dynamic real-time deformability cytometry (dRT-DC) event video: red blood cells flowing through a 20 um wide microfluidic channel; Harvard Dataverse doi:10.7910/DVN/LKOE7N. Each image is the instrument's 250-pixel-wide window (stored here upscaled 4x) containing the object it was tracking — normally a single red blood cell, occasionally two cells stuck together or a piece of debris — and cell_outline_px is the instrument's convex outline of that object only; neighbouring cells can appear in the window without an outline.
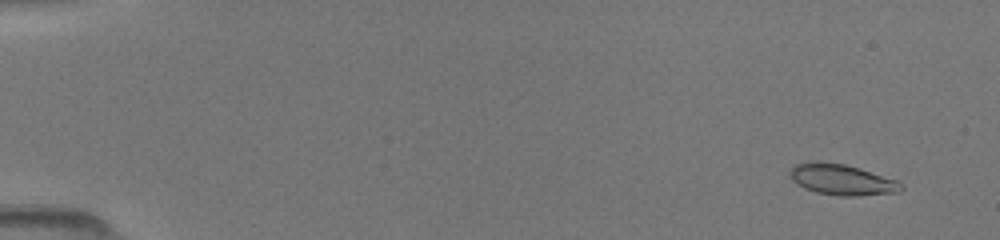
{"species": "common noctule bat (a hibernating species)", "species_latin": "Nyctalus noctula", "temperature_condition": "room temperature", "stored_images_in_passage": 50, "camera_frame_rate_fps": 3000, "um_per_image_px": 0.085, "animal": {"sex": "female", "body_mass_g": 19.5, "forearm_length_mm": 54.1}, "frame": {"image": 1, "passage_image": 4, "time_ms": 1.0, "image_size_px": [1000, 240], "cell_outline_px": [[904, 188], [900, 192], [860, 196], [840, 196], [816, 192], [804, 188], [792, 180], [788, 172], [796, 164], [816, 160], [844, 164], [860, 168], [896, 180], [904, 184]], "centroid_in_image_um": [71.57, 15.27], "position_along_channel_um": 13.4, "area_um2": 20.17}}
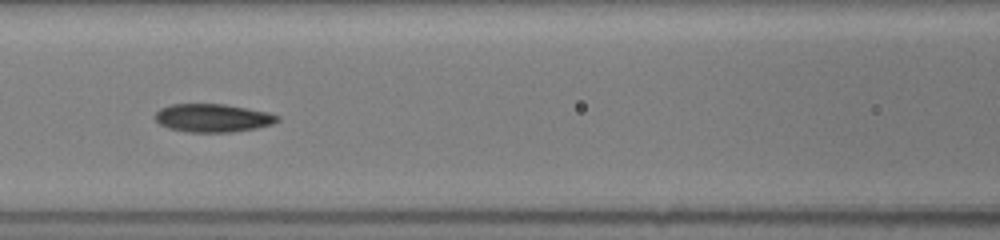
{"frame": {"image": 2, "passage_image": 24, "time_ms": 7.667, "image_size_px": [1000, 240], "cell_outline_px": [[280, 120], [272, 124], [256, 128], [232, 132], [188, 132], [168, 128], [160, 124], [152, 116], [160, 108], [172, 104], [224, 104], [268, 112], [280, 116]], "centroid_in_image_um": [18.07, 10.03], "position_along_channel_um": 148.5, "area_um2": 20.17}}
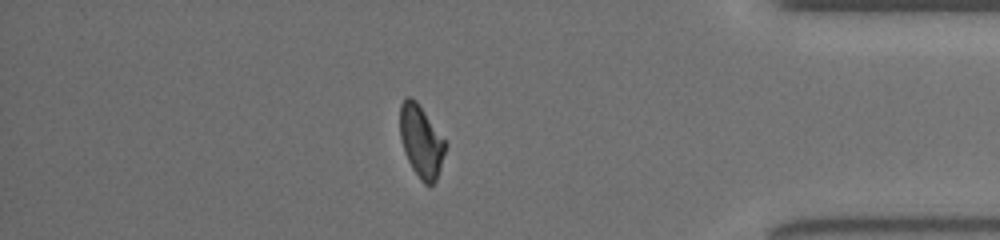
{"frame": {"image": 3, "passage_image": 44, "time_ms": 14.333, "image_size_px": [1000, 240], "cell_outline_px": [[448, 144], [436, 180], [428, 188], [420, 180], [412, 168], [404, 152], [400, 140], [400, 104], [408, 96], [412, 96], [416, 100]], "centroid_in_image_um": [35.8, 12.03], "position_along_channel_um": 399.4, "area_um2": 19.25}}